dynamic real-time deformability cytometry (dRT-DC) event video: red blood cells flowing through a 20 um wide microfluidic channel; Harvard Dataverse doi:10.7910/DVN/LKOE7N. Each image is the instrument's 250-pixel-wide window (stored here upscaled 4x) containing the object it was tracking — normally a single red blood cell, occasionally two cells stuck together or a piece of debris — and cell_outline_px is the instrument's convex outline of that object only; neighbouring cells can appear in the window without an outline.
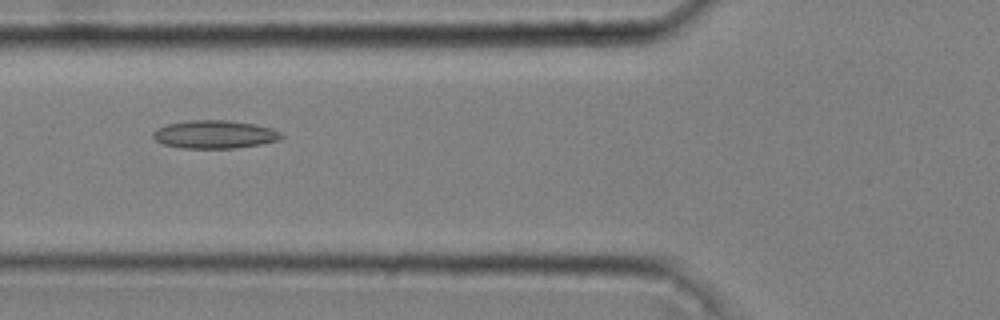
{"species": "common noctule bat (a hibernating species)", "species_latin": "Nyctalus noctula", "temperature_condition": "cold", "stored_images_in_passage": 49, "camera_frame_rate_fps": 3000, "um_per_image_px": 0.085, "animal": {"sex": "male", "body_mass_g": 20.4}, "frame": {"image": 1, "passage_image": 21, "time_ms": 6.667, "image_size_px": [1000, 320], "cell_outline_px": [[284, 136], [280, 140], [260, 144], [236, 148], [180, 148], [164, 144], [156, 140], [152, 136], [152, 132], [156, 128], [168, 124], [192, 120], [228, 120], [252, 124], [272, 128], [280, 132]], "centroid_in_image_um": [18.24, 11.43], "position_along_channel_um": 107.6, "area_um2": 20.98}}
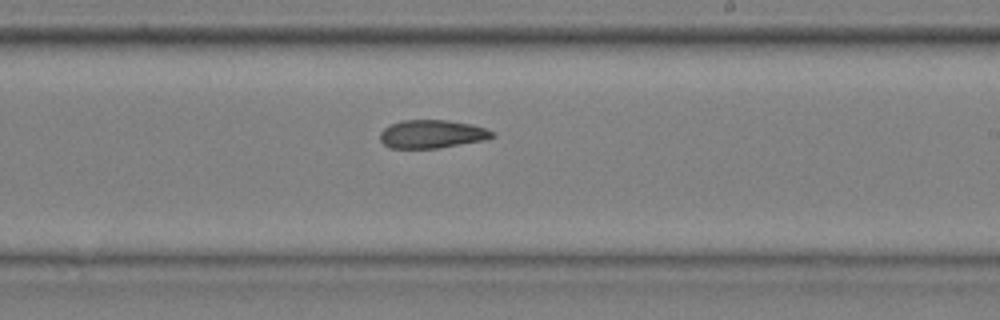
{"frame": {"image": 2, "passage_image": 33, "time_ms": 10.667, "image_size_px": [1000, 320], "cell_outline_px": [[496, 136], [488, 140], [440, 148], [388, 148], [380, 140], [380, 132], [384, 128], [392, 124], [404, 120], [448, 120], [472, 124], [496, 132]], "centroid_in_image_um": [36.77, 11.4], "position_along_channel_um": 252.2, "area_um2": 18.73}}
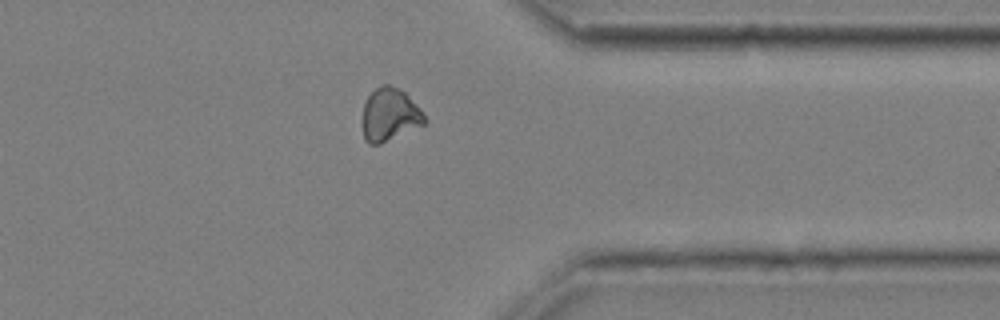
{"frame": {"image": 3, "passage_image": 44, "time_ms": 14.333, "image_size_px": [1000, 320], "cell_outline_px": [[428, 120], [424, 124], [380, 144], [368, 144], [364, 140], [360, 120], [364, 104], [368, 96], [376, 88], [384, 84], [388, 84], [400, 88], [420, 108]], "centroid_in_image_um": [33.08, 9.76], "position_along_channel_um": 378.3, "area_um2": 19.42}, "authors_computed_cell_mechanics": {"area_um2": 19.8254, "velocity_mm_per_s": 3.6194, "shape_relaxation_time_tau1_ms": null, "shape_relaxation_time_tau2_ms": 4.7752, "deformation_change_tau1": null, "deformation_change_tau2": 0.1011}}